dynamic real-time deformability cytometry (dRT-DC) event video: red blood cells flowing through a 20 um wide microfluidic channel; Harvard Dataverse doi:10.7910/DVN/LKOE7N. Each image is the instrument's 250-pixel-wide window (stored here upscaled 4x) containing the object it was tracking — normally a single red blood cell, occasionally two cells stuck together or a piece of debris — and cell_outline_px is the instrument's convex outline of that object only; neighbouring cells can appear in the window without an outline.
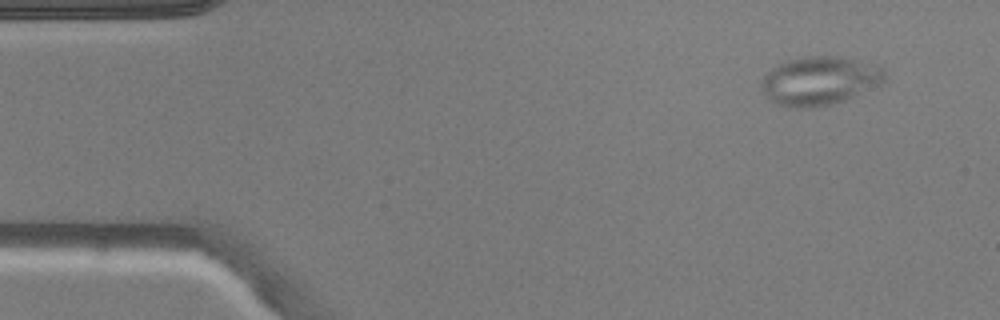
{"species": "common noctule bat (a hibernating species)", "species_latin": "Nyctalus noctula", "temperature_condition": "warm", "stored_images_in_passage": 4, "segment_of_instrument_passage": [1, 2], "camera_frame_rate_fps": 3000, "um_per_image_px": 0.085, "animal": {"sex": "male", "body_mass_g": 20.5, "forearm_length_mm": 52.5}, "frame": {"image": 1, "passage_image": 1, "time_ms": 0.0, "image_size_px": [1000, 320], "cell_outline_px": [[888, 80], [880, 88], [832, 104], [816, 108], [788, 108], [776, 104], [760, 88], [760, 80], [772, 68], [788, 60], [808, 56], [836, 56], [880, 64], [884, 68], [888, 76]], "centroid_in_image_um": [69.78, 6.88], "position_along_channel_um": 15.2, "area_um2": 35.95}}